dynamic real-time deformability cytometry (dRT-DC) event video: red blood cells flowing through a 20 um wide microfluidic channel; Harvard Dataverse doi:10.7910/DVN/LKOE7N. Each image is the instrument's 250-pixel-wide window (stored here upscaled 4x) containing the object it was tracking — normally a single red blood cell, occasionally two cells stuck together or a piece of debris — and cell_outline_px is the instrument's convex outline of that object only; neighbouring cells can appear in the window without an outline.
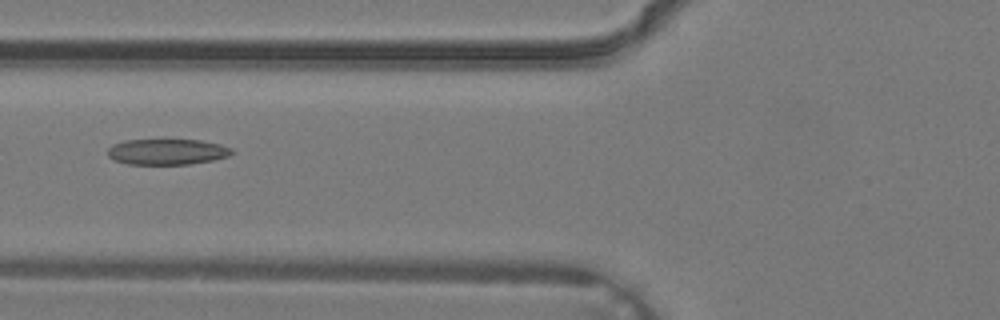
{"species": "common noctule bat (a hibernating species)", "species_latin": "Nyctalus noctula", "temperature_condition": "warm", "stored_images_in_passage": 5, "camera_frame_rate_fps": 3000, "um_per_image_px": 0.085, "animal": {"sex": "male", "body_mass_g": 19.2, "forearm_length_mm": 51.8}, "frame": {"image": 1, "passage_image": 5, "time_ms": 1.333, "image_size_px": [1000, 320], "cell_outline_px": [[236, 152], [228, 156], [212, 160], [188, 164], [128, 164], [116, 160], [108, 156], [108, 148], [112, 144], [124, 140], [200, 140], [220, 144], [232, 148]], "centroid_in_image_um": [14.22, 12.89], "position_along_channel_um": 111.6, "area_um2": 18.61}}